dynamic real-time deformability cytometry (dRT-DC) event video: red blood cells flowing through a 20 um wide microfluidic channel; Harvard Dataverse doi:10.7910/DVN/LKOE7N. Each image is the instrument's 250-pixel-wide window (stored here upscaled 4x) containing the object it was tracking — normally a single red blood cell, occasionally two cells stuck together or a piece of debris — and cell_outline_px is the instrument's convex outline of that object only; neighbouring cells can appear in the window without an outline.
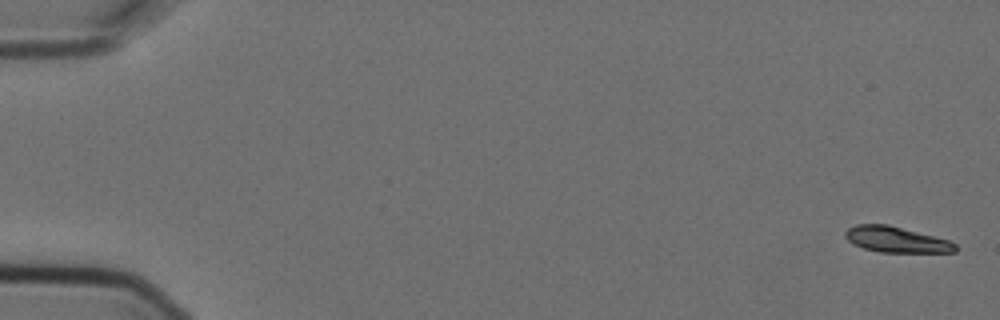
{"species": "Egyptian fruit bat (a non-hibernating species)", "species_latin": "Rousettus aegyptiacus", "temperature_condition": "cold", "stored_images_in_passage": 7, "camera_frame_rate_fps": 3000, "um_per_image_px": 0.085, "animal": {"sex": "female"}, "frame": {"image": 1, "passage_image": 1, "time_ms": 0.0, "image_size_px": [1000, 320], "cell_outline_px": [[956, 252], [880, 252], [864, 248], [852, 244], [844, 236], [844, 232], [848, 228], [856, 224], [888, 224], [948, 240], [956, 244]], "centroid_in_image_um": [76.13, 20.36], "position_along_channel_um": 8.9, "area_um2": 16.42}}
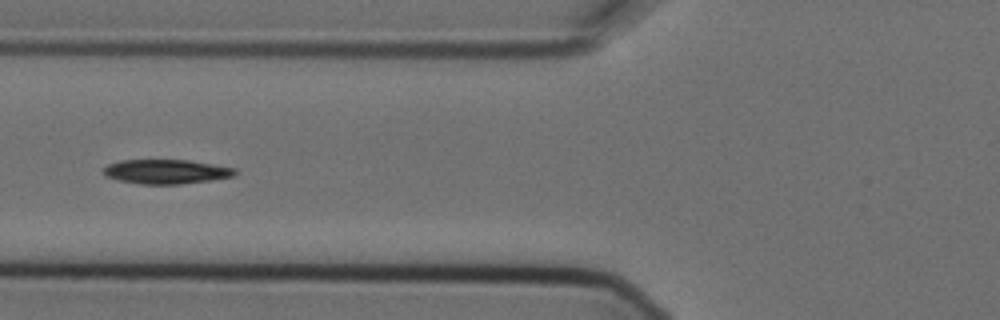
{"frame": {"image": 2, "passage_image": 7, "time_ms": 2.0, "image_size_px": [1000, 320], "cell_outline_px": [[236, 176], [212, 180], [180, 184], [140, 184], [120, 180], [104, 176], [104, 168], [108, 164], [120, 160], [188, 160], [236, 168]], "centroid_in_image_um": [14.15, 14.59], "position_along_channel_um": 111.7, "area_um2": 18.67}}